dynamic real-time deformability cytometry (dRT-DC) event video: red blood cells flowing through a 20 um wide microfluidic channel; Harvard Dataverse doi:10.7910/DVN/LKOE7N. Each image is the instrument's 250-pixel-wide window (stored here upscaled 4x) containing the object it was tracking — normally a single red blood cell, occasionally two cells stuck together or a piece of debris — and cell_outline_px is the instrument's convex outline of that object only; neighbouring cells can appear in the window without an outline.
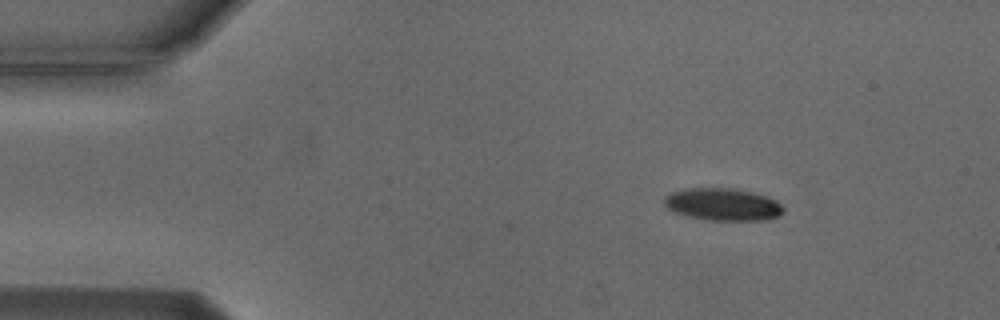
{"species": "Egyptian fruit bat (a non-hibernating species)", "species_latin": "Rousettus aegyptiacus", "temperature_condition": "cold", "stored_images_in_passage": 6, "camera_frame_rate_fps": 3000, "um_per_image_px": 0.085, "animal": {"sex": "male"}, "frame": {"image": 1, "passage_image": 1, "time_ms": 0.0, "image_size_px": [1000, 320], "cell_outline_px": [[784, 212], [776, 216], [760, 220], [708, 220], [688, 216], [672, 212], [664, 204], [664, 196], [672, 192], [684, 188], [736, 188], [768, 196], [776, 200], [784, 208]], "centroid_in_image_um": [61.41, 17.36], "position_along_channel_um": 23.6, "area_um2": 22.54}}